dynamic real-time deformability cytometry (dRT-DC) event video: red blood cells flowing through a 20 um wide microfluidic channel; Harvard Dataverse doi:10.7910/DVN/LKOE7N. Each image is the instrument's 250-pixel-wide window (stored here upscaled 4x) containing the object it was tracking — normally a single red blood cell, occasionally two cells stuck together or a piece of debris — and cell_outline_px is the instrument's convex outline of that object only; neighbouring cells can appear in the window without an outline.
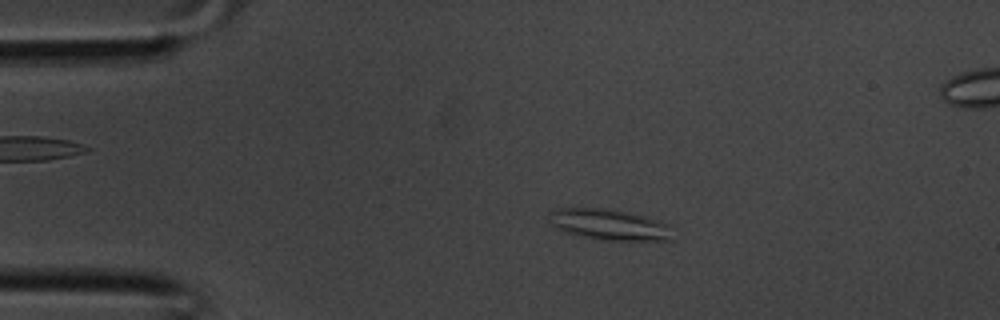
{"species": "common noctule bat (a hibernating species)", "species_latin": "Nyctalus noctula", "temperature_condition": "room temperature", "stored_images_in_passage": 35, "segment_of_instrument_passage": [1, 2], "camera_frame_rate_fps": 3000, "um_per_image_px": 0.085, "animal": {"sex": "male", "body_mass_g": 20.1, "forearm_length_mm": 53.5}, "frame": {"image": 1, "passage_image": 4, "time_ms": 1.0, "image_size_px": [1000, 320], "cell_outline_px": [[672, 240], [600, 240], [568, 232], [552, 224], [548, 220], [552, 212], [556, 208], [600, 208], [628, 212], [644, 216], [672, 224]], "centroid_in_image_um": [51.87, 19.09], "position_along_channel_um": 33.1, "area_um2": 22.02}}
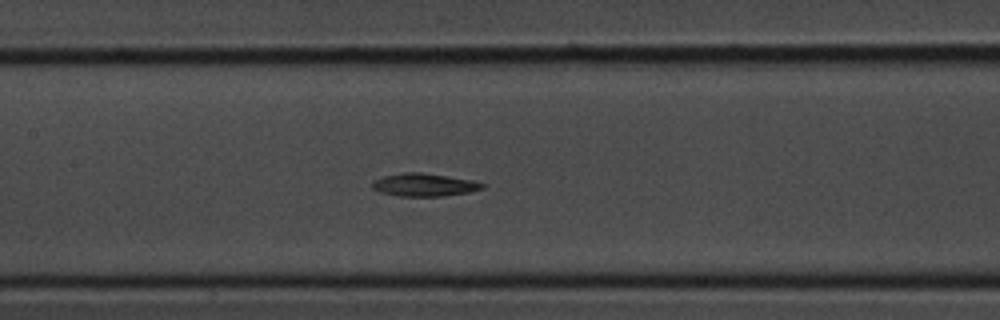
{"frame": {"image": 2, "passage_image": 14, "time_ms": 4.333, "image_size_px": [1000, 320], "cell_outline_px": [[488, 184], [484, 188], [472, 192], [444, 196], [400, 196], [380, 192], [372, 188], [372, 180], [384, 176], [404, 172], [420, 172], [472, 180]], "centroid_in_image_um": [36.09, 15.71], "position_along_channel_um": 171.3, "area_um2": 14.8}}
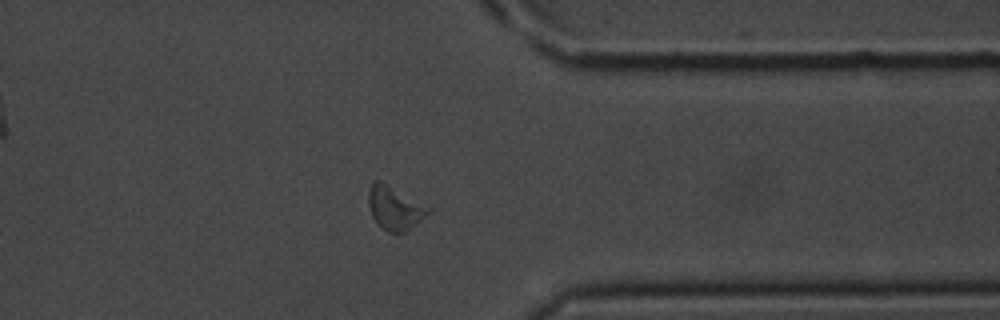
{"frame": {"image": 3, "passage_image": 26, "time_ms": 8.333, "image_size_px": [1000, 320], "cell_outline_px": [[432, 212], [404, 232], [388, 232], [372, 216], [368, 204], [368, 192], [372, 184], [376, 180], [380, 180], [432, 208]], "centroid_in_image_um": [33.58, 17.66], "position_along_channel_um": 377.8, "area_um2": 14.91}}